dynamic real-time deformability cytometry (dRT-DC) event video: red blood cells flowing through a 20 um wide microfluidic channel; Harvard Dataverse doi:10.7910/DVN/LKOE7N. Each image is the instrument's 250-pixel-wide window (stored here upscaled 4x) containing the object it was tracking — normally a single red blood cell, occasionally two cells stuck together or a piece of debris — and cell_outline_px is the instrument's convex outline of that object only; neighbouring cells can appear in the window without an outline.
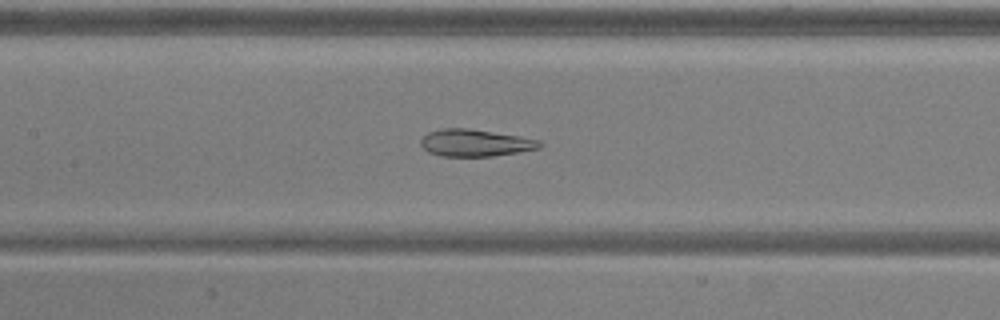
{"species": "common noctule bat (a hibernating species)", "species_latin": "Nyctalus noctula", "temperature_condition": "warm", "stored_images_in_passage": 50, "camera_frame_rate_fps": 3000, "um_per_image_px": 0.085, "animal": {"sex": "male", "body_mass_g": 20.5, "forearm_length_mm": 52.5}, "frame": {"image": 1, "passage_image": 23, "time_ms": 7.333, "image_size_px": [1000, 320], "cell_outline_px": [[544, 144], [540, 148], [492, 156], [440, 156], [428, 152], [420, 144], [420, 140], [428, 132], [444, 128], [468, 128], [520, 136], [540, 140]], "centroid_in_image_um": [40.39, 12.14], "position_along_channel_um": 167.0, "area_um2": 18.73}}
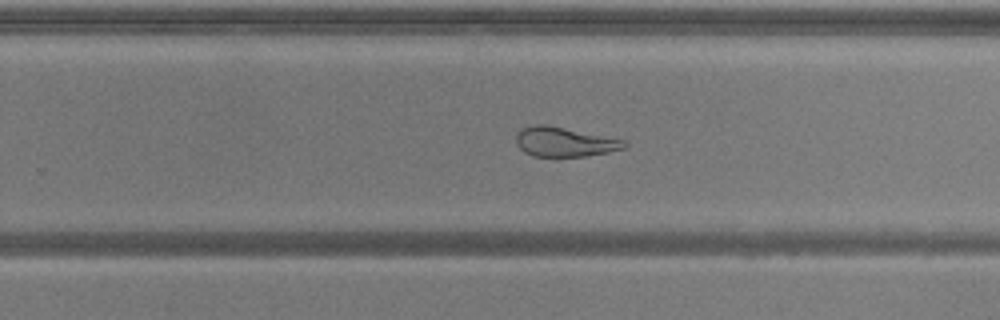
{"frame": {"image": 2, "passage_image": 32, "time_ms": 10.333, "image_size_px": [1000, 320], "cell_outline_px": [[628, 144], [624, 148], [608, 152], [584, 156], [532, 156], [524, 152], [516, 144], [516, 132], [520, 128], [536, 124], [544, 124], [624, 140]], "centroid_in_image_um": [47.92, 12.06], "position_along_channel_um": 281.9, "area_um2": 18.44}}
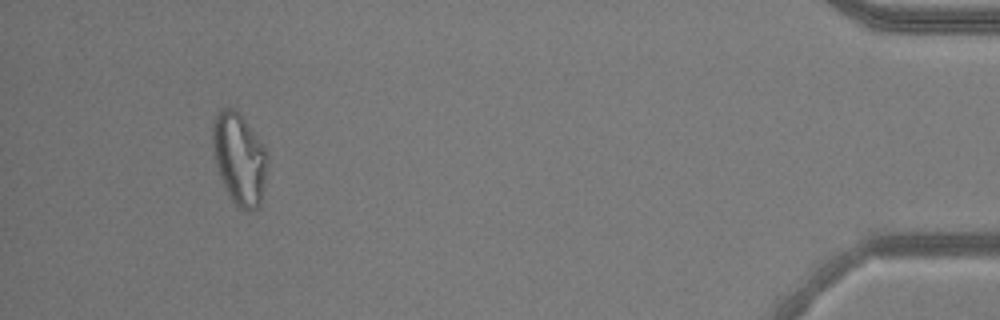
{"frame": {"image": 3, "passage_image": 48, "time_ms": 15.667, "image_size_px": [1000, 320], "cell_outline_px": [[268, 164], [260, 204], [256, 208], [248, 212], [244, 212], [232, 200], [216, 168], [212, 148], [212, 128], [216, 112], [224, 108], [232, 108], [244, 120], [268, 148]], "centroid_in_image_um": [20.35, 13.49], "position_along_channel_um": 414.8, "area_um2": 29.36}, "authors_computed_cell_mechanics": {"area_um2": 25.6343, "velocity_mm_per_s": 3.8465, "shape_relaxation_time_tau1_ms": null, "shape_relaxation_time_tau2_ms": 2.2041, "deformation_change_tau1": null, "deformation_change_tau2": 0.0561}}